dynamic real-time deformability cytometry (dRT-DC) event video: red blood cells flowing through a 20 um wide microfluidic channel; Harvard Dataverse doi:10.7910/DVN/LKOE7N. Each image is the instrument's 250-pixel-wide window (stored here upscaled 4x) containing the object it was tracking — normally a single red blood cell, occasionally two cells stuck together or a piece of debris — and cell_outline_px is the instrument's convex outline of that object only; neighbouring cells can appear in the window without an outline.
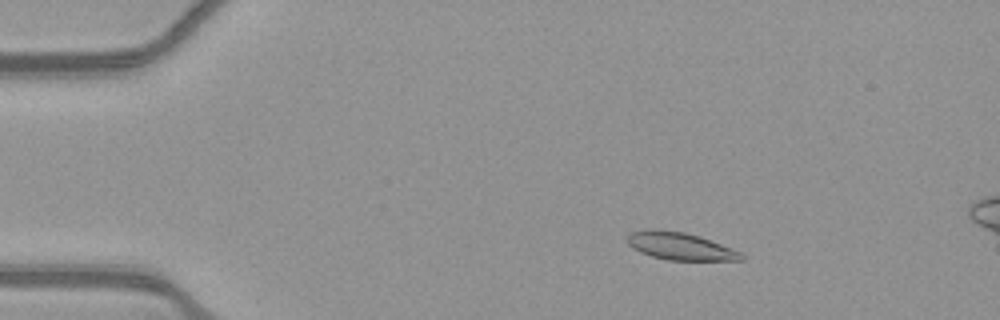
{"species": "common noctule bat (a hibernating species)", "species_latin": "Nyctalus noctula", "temperature_condition": "warm", "stored_images_in_passage": 17, "camera_frame_rate_fps": 3000, "um_per_image_px": 0.085, "animal": {"sex": "female", "body_mass_g": 21.9}, "frame": {"image": 1, "passage_image": 10, "time_ms": 3.0, "image_size_px": [1000, 320], "cell_outline_px": [[744, 260], [668, 260], [652, 256], [640, 252], [632, 248], [624, 240], [632, 232], [648, 228], [652, 228], [684, 232], [700, 236], [732, 248], [740, 252], [744, 256]], "centroid_in_image_um": [57.78, 20.91], "position_along_channel_um": 27.2, "area_um2": 18.38}}